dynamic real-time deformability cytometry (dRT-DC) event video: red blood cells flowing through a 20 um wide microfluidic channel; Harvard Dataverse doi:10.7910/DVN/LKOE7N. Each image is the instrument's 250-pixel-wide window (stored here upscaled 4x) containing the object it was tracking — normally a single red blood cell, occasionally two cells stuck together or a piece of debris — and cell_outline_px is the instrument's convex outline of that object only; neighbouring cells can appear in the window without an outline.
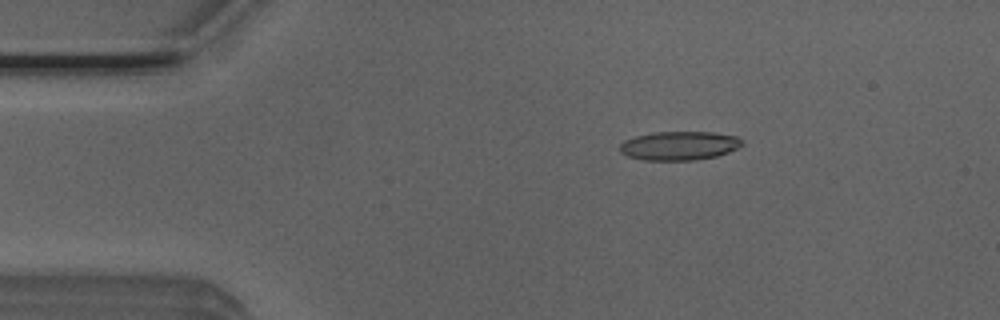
{"species": "Egyptian fruit bat (a non-hibernating species)", "species_latin": "Rousettus aegyptiacus", "temperature_condition": "room temperature", "stored_images_in_passage": 45, "camera_frame_rate_fps": 3000, "um_per_image_px": 0.085, "animal": {"sex": "male"}, "frame": {"image": 1, "passage_image": 2, "time_ms": 0.333, "image_size_px": [1000, 320], "cell_outline_px": [[744, 144], [728, 152], [716, 156], [696, 160], [644, 160], [628, 156], [620, 152], [620, 144], [624, 140], [636, 136], [652, 132], [712, 132], [736, 136], [744, 140]], "centroid_in_image_um": [57.74, 12.38], "position_along_channel_um": 27.3, "area_um2": 20.58}}
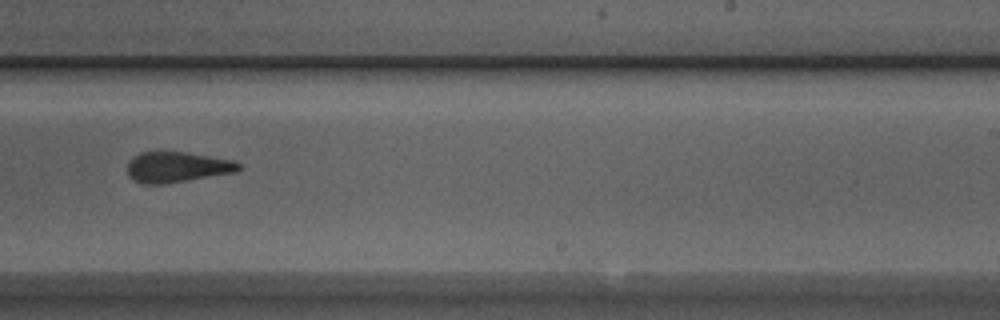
{"frame": {"image": 2, "passage_image": 25, "time_ms": 8.0, "image_size_px": [1000, 320], "cell_outline_px": [[240, 168], [236, 172], [164, 184], [144, 184], [128, 176], [128, 160], [132, 156], [140, 152], [184, 152], [236, 160], [240, 164]], "centroid_in_image_um": [15.05, 14.19], "position_along_channel_um": 274.0, "area_um2": 19.83}}
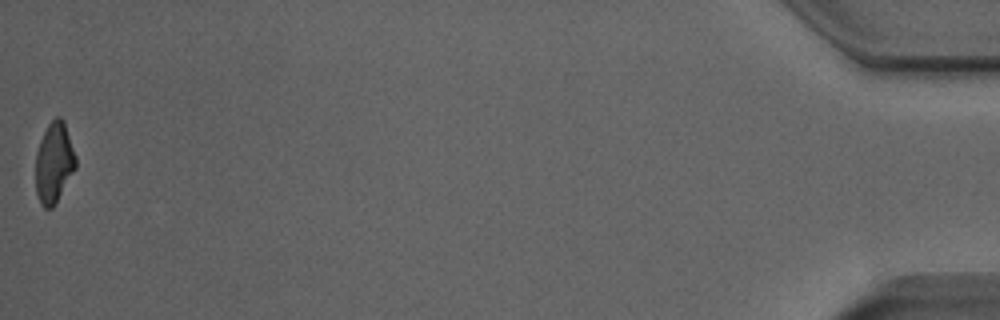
{"frame": {"image": 3, "passage_image": 45, "time_ms": 14.667, "image_size_px": [1000, 320], "cell_outline_px": [[76, 168], [56, 204], [52, 208], [44, 208], [40, 204], [36, 192], [36, 152], [40, 140], [48, 124], [56, 116], [60, 116], [64, 120], [76, 156]], "centroid_in_image_um": [4.6, 13.84], "position_along_channel_um": 430.6, "area_um2": 19.02}, "authors_computed_cell_mechanics": {"area_um2": 20.2878, "velocity_mm_per_s": 3.9323, "shape_relaxation_time_tau1_ms": 5.8651, "shape_relaxation_time_tau2_ms": 1.8308, "deformation_change_tau1": 0.1875, "deformation_change_tau2": 0.1218}}